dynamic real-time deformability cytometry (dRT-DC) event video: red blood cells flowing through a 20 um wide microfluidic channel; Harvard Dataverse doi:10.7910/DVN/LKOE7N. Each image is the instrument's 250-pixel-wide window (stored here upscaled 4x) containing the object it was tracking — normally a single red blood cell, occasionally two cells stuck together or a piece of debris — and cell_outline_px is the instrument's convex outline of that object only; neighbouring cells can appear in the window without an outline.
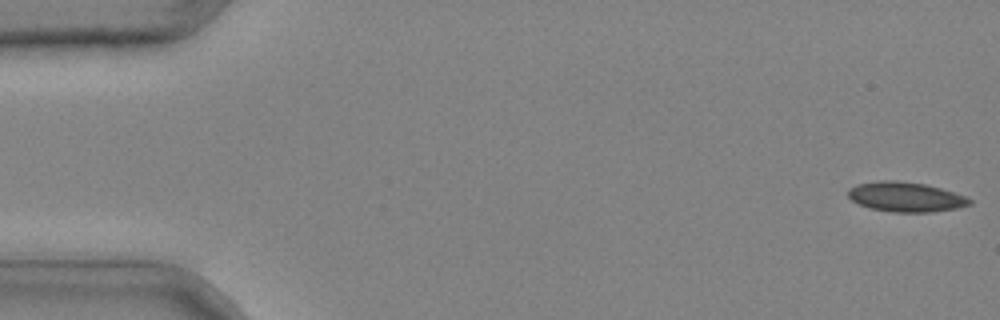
{"species": "common noctule bat (a hibernating species)", "species_latin": "Nyctalus noctula", "temperature_condition": "cold", "stored_images_in_passage": 42, "camera_frame_rate_fps": 3000, "um_per_image_px": 0.085, "animal": {"sex": "male", "body_mass_g": 20.4}, "frame": {"image": 1, "passage_image": 1, "time_ms": 0.0, "image_size_px": [1000, 320], "cell_outline_px": [[972, 204], [956, 208], [932, 212], [892, 212], [868, 208], [852, 200], [848, 196], [848, 188], [856, 184], [880, 180], [896, 180], [924, 184], [940, 188], [964, 196], [972, 200]], "centroid_in_image_um": [76.95, 16.73], "position_along_channel_um": 8.1, "area_um2": 21.04}}
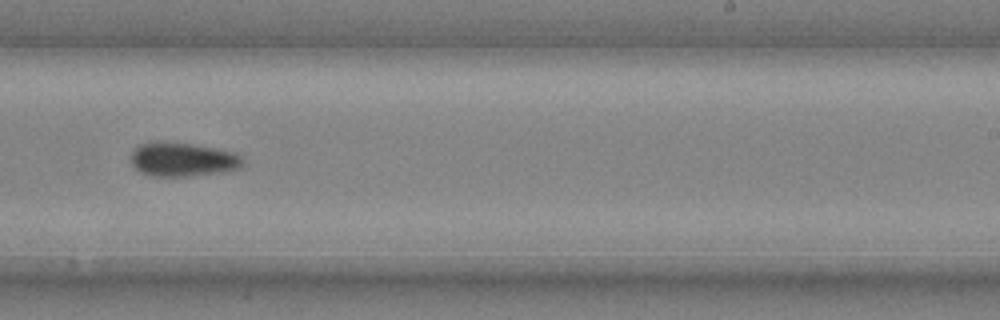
{"frame": {"image": 2, "passage_image": 27, "time_ms": 8.667, "image_size_px": [1000, 320], "cell_outline_px": [[244, 168], [224, 172], [188, 176], [152, 176], [140, 172], [132, 164], [132, 152], [140, 144], [192, 144], [236, 152], [244, 160]], "centroid_in_image_um": [15.64, 13.6], "position_along_channel_um": 273.4, "area_um2": 21.68}}
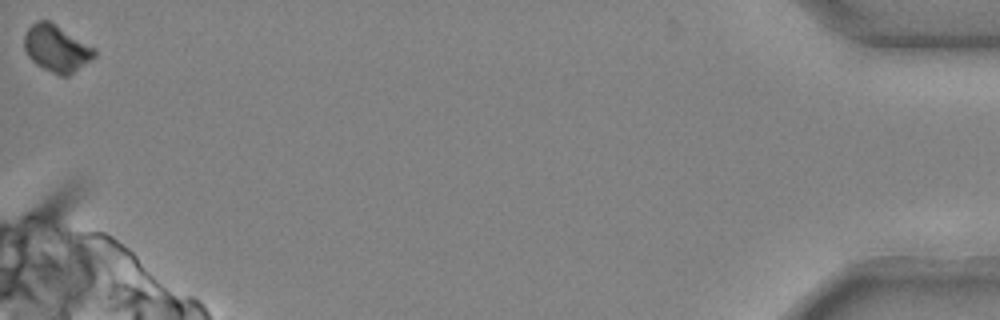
{"frame": {"image": 3, "passage_image": 42, "time_ms": 13.667, "image_size_px": [1000, 320], "cell_outline_px": [[96, 56], [68, 76], [60, 76], [36, 64], [28, 56], [24, 48], [24, 36], [28, 28], [36, 20], [48, 20], [56, 24], [96, 48]], "centroid_in_image_um": [4.81, 4.1], "position_along_channel_um": 430.4, "area_um2": 19.13}}